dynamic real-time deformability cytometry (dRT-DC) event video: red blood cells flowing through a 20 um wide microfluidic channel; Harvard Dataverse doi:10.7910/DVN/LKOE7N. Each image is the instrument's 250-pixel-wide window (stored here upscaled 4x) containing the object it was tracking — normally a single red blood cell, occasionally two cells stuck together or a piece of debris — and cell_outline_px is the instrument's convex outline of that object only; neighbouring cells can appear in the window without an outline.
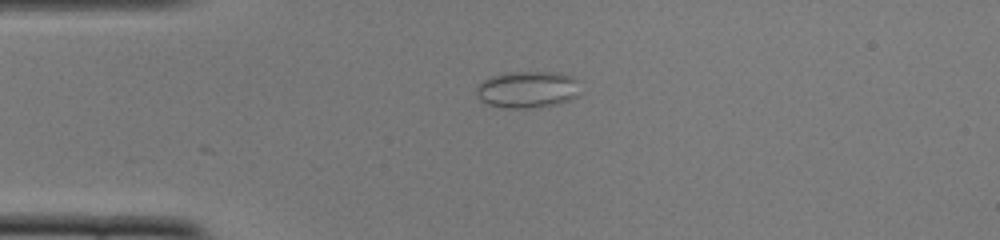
{"species": "common noctule bat (a hibernating species)", "species_latin": "Nyctalus noctula", "temperature_condition": "cold", "stored_images_in_passage": 12, "camera_frame_rate_fps": 3000, "um_per_image_px": 0.085, "animal": {"sex": "female", "body_mass_g": 22.0, "forearm_length_mm": 56.7}, "frame": {"image": 1, "passage_image": 12, "time_ms": 3.667, "image_size_px": [1000, 240], "cell_outline_px": [[576, 96], [568, 100], [556, 104], [520, 108], [508, 108], [488, 104], [480, 100], [476, 96], [476, 88], [484, 80], [492, 76], [504, 72], [556, 72], [572, 76], [576, 80]], "centroid_in_image_um": [44.77, 7.59], "position_along_channel_um": 40.2, "area_um2": 21.85}}